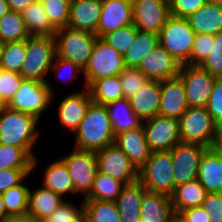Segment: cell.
<instances>
[{
    "mask_svg": "<svg viewBox=\"0 0 222 222\" xmlns=\"http://www.w3.org/2000/svg\"><path fill=\"white\" fill-rule=\"evenodd\" d=\"M133 25L159 34L170 17L169 0H132Z\"/></svg>",
    "mask_w": 222,
    "mask_h": 222,
    "instance_id": "15",
    "label": "cell"
},
{
    "mask_svg": "<svg viewBox=\"0 0 222 222\" xmlns=\"http://www.w3.org/2000/svg\"><path fill=\"white\" fill-rule=\"evenodd\" d=\"M178 215L185 222H209V216L202 206L185 209Z\"/></svg>",
    "mask_w": 222,
    "mask_h": 222,
    "instance_id": "52",
    "label": "cell"
},
{
    "mask_svg": "<svg viewBox=\"0 0 222 222\" xmlns=\"http://www.w3.org/2000/svg\"><path fill=\"white\" fill-rule=\"evenodd\" d=\"M111 121L112 132L118 134L132 129L141 128L143 120L135 114L130 106L129 99L122 98L105 104Z\"/></svg>",
    "mask_w": 222,
    "mask_h": 222,
    "instance_id": "25",
    "label": "cell"
},
{
    "mask_svg": "<svg viewBox=\"0 0 222 222\" xmlns=\"http://www.w3.org/2000/svg\"><path fill=\"white\" fill-rule=\"evenodd\" d=\"M43 187L50 189L62 198L67 193L74 194V185L65 164L60 160L51 162L44 172Z\"/></svg>",
    "mask_w": 222,
    "mask_h": 222,
    "instance_id": "30",
    "label": "cell"
},
{
    "mask_svg": "<svg viewBox=\"0 0 222 222\" xmlns=\"http://www.w3.org/2000/svg\"><path fill=\"white\" fill-rule=\"evenodd\" d=\"M188 108L182 78L178 75L161 81L159 115L179 119Z\"/></svg>",
    "mask_w": 222,
    "mask_h": 222,
    "instance_id": "18",
    "label": "cell"
},
{
    "mask_svg": "<svg viewBox=\"0 0 222 222\" xmlns=\"http://www.w3.org/2000/svg\"><path fill=\"white\" fill-rule=\"evenodd\" d=\"M137 30L138 29L131 24L113 32L106 33L101 38L116 51L124 55L133 45Z\"/></svg>",
    "mask_w": 222,
    "mask_h": 222,
    "instance_id": "41",
    "label": "cell"
},
{
    "mask_svg": "<svg viewBox=\"0 0 222 222\" xmlns=\"http://www.w3.org/2000/svg\"><path fill=\"white\" fill-rule=\"evenodd\" d=\"M124 98H132L150 79L138 68L125 67L119 74Z\"/></svg>",
    "mask_w": 222,
    "mask_h": 222,
    "instance_id": "42",
    "label": "cell"
},
{
    "mask_svg": "<svg viewBox=\"0 0 222 222\" xmlns=\"http://www.w3.org/2000/svg\"><path fill=\"white\" fill-rule=\"evenodd\" d=\"M49 83L23 79L14 97L6 106L35 116L40 120V116L48 109L52 98H54L52 85Z\"/></svg>",
    "mask_w": 222,
    "mask_h": 222,
    "instance_id": "8",
    "label": "cell"
},
{
    "mask_svg": "<svg viewBox=\"0 0 222 222\" xmlns=\"http://www.w3.org/2000/svg\"><path fill=\"white\" fill-rule=\"evenodd\" d=\"M3 222H43V221L38 220L36 217H33L29 214H25V215L9 216Z\"/></svg>",
    "mask_w": 222,
    "mask_h": 222,
    "instance_id": "54",
    "label": "cell"
},
{
    "mask_svg": "<svg viewBox=\"0 0 222 222\" xmlns=\"http://www.w3.org/2000/svg\"><path fill=\"white\" fill-rule=\"evenodd\" d=\"M181 64L158 44L140 62L138 69L150 80L163 81L179 75Z\"/></svg>",
    "mask_w": 222,
    "mask_h": 222,
    "instance_id": "16",
    "label": "cell"
},
{
    "mask_svg": "<svg viewBox=\"0 0 222 222\" xmlns=\"http://www.w3.org/2000/svg\"><path fill=\"white\" fill-rule=\"evenodd\" d=\"M133 24L132 0H102L98 37Z\"/></svg>",
    "mask_w": 222,
    "mask_h": 222,
    "instance_id": "17",
    "label": "cell"
},
{
    "mask_svg": "<svg viewBox=\"0 0 222 222\" xmlns=\"http://www.w3.org/2000/svg\"><path fill=\"white\" fill-rule=\"evenodd\" d=\"M71 222H87L84 212H82L75 220H72Z\"/></svg>",
    "mask_w": 222,
    "mask_h": 222,
    "instance_id": "58",
    "label": "cell"
},
{
    "mask_svg": "<svg viewBox=\"0 0 222 222\" xmlns=\"http://www.w3.org/2000/svg\"><path fill=\"white\" fill-rule=\"evenodd\" d=\"M209 216V222H222V193H207L202 202Z\"/></svg>",
    "mask_w": 222,
    "mask_h": 222,
    "instance_id": "50",
    "label": "cell"
},
{
    "mask_svg": "<svg viewBox=\"0 0 222 222\" xmlns=\"http://www.w3.org/2000/svg\"><path fill=\"white\" fill-rule=\"evenodd\" d=\"M195 35L187 19L170 16L158 34V41L183 65L190 59Z\"/></svg>",
    "mask_w": 222,
    "mask_h": 222,
    "instance_id": "7",
    "label": "cell"
},
{
    "mask_svg": "<svg viewBox=\"0 0 222 222\" xmlns=\"http://www.w3.org/2000/svg\"><path fill=\"white\" fill-rule=\"evenodd\" d=\"M23 78L19 73L0 69V98L7 105L20 87Z\"/></svg>",
    "mask_w": 222,
    "mask_h": 222,
    "instance_id": "45",
    "label": "cell"
},
{
    "mask_svg": "<svg viewBox=\"0 0 222 222\" xmlns=\"http://www.w3.org/2000/svg\"><path fill=\"white\" fill-rule=\"evenodd\" d=\"M115 144L129 157L138 170L152 153L146 142L143 126L118 134L115 137Z\"/></svg>",
    "mask_w": 222,
    "mask_h": 222,
    "instance_id": "21",
    "label": "cell"
},
{
    "mask_svg": "<svg viewBox=\"0 0 222 222\" xmlns=\"http://www.w3.org/2000/svg\"><path fill=\"white\" fill-rule=\"evenodd\" d=\"M158 44V34L137 30L133 45L123 55L124 66L138 68L142 59Z\"/></svg>",
    "mask_w": 222,
    "mask_h": 222,
    "instance_id": "33",
    "label": "cell"
},
{
    "mask_svg": "<svg viewBox=\"0 0 222 222\" xmlns=\"http://www.w3.org/2000/svg\"><path fill=\"white\" fill-rule=\"evenodd\" d=\"M178 121L182 143H197L209 148L214 146L218 124L206 106L189 107Z\"/></svg>",
    "mask_w": 222,
    "mask_h": 222,
    "instance_id": "5",
    "label": "cell"
},
{
    "mask_svg": "<svg viewBox=\"0 0 222 222\" xmlns=\"http://www.w3.org/2000/svg\"><path fill=\"white\" fill-rule=\"evenodd\" d=\"M161 81L150 80L129 99L130 106L142 120L159 114Z\"/></svg>",
    "mask_w": 222,
    "mask_h": 222,
    "instance_id": "24",
    "label": "cell"
},
{
    "mask_svg": "<svg viewBox=\"0 0 222 222\" xmlns=\"http://www.w3.org/2000/svg\"><path fill=\"white\" fill-rule=\"evenodd\" d=\"M208 148L202 144L180 142L171 150L174 188L197 178L201 158Z\"/></svg>",
    "mask_w": 222,
    "mask_h": 222,
    "instance_id": "13",
    "label": "cell"
},
{
    "mask_svg": "<svg viewBox=\"0 0 222 222\" xmlns=\"http://www.w3.org/2000/svg\"><path fill=\"white\" fill-rule=\"evenodd\" d=\"M83 212V202L80 207L64 200L43 222H71Z\"/></svg>",
    "mask_w": 222,
    "mask_h": 222,
    "instance_id": "46",
    "label": "cell"
},
{
    "mask_svg": "<svg viewBox=\"0 0 222 222\" xmlns=\"http://www.w3.org/2000/svg\"><path fill=\"white\" fill-rule=\"evenodd\" d=\"M207 4H212V5H221L222 6V0H205Z\"/></svg>",
    "mask_w": 222,
    "mask_h": 222,
    "instance_id": "59",
    "label": "cell"
},
{
    "mask_svg": "<svg viewBox=\"0 0 222 222\" xmlns=\"http://www.w3.org/2000/svg\"><path fill=\"white\" fill-rule=\"evenodd\" d=\"M124 68L123 55L98 37L84 69V87L87 88L94 80L119 75Z\"/></svg>",
    "mask_w": 222,
    "mask_h": 222,
    "instance_id": "9",
    "label": "cell"
},
{
    "mask_svg": "<svg viewBox=\"0 0 222 222\" xmlns=\"http://www.w3.org/2000/svg\"><path fill=\"white\" fill-rule=\"evenodd\" d=\"M6 107V104L0 98V115L2 114L3 109Z\"/></svg>",
    "mask_w": 222,
    "mask_h": 222,
    "instance_id": "61",
    "label": "cell"
},
{
    "mask_svg": "<svg viewBox=\"0 0 222 222\" xmlns=\"http://www.w3.org/2000/svg\"><path fill=\"white\" fill-rule=\"evenodd\" d=\"M87 222H121L115 201L83 200Z\"/></svg>",
    "mask_w": 222,
    "mask_h": 222,
    "instance_id": "34",
    "label": "cell"
},
{
    "mask_svg": "<svg viewBox=\"0 0 222 222\" xmlns=\"http://www.w3.org/2000/svg\"><path fill=\"white\" fill-rule=\"evenodd\" d=\"M196 34H217L222 31V6L205 3L186 18Z\"/></svg>",
    "mask_w": 222,
    "mask_h": 222,
    "instance_id": "27",
    "label": "cell"
},
{
    "mask_svg": "<svg viewBox=\"0 0 222 222\" xmlns=\"http://www.w3.org/2000/svg\"><path fill=\"white\" fill-rule=\"evenodd\" d=\"M171 222H185L178 214H174Z\"/></svg>",
    "mask_w": 222,
    "mask_h": 222,
    "instance_id": "60",
    "label": "cell"
},
{
    "mask_svg": "<svg viewBox=\"0 0 222 222\" xmlns=\"http://www.w3.org/2000/svg\"><path fill=\"white\" fill-rule=\"evenodd\" d=\"M143 130L146 142L152 152L172 150L181 142L179 121L175 118L158 114L143 120Z\"/></svg>",
    "mask_w": 222,
    "mask_h": 222,
    "instance_id": "14",
    "label": "cell"
},
{
    "mask_svg": "<svg viewBox=\"0 0 222 222\" xmlns=\"http://www.w3.org/2000/svg\"><path fill=\"white\" fill-rule=\"evenodd\" d=\"M33 159L24 148L0 144V169H33Z\"/></svg>",
    "mask_w": 222,
    "mask_h": 222,
    "instance_id": "37",
    "label": "cell"
},
{
    "mask_svg": "<svg viewBox=\"0 0 222 222\" xmlns=\"http://www.w3.org/2000/svg\"><path fill=\"white\" fill-rule=\"evenodd\" d=\"M102 0H71L68 27L98 36Z\"/></svg>",
    "mask_w": 222,
    "mask_h": 222,
    "instance_id": "19",
    "label": "cell"
},
{
    "mask_svg": "<svg viewBox=\"0 0 222 222\" xmlns=\"http://www.w3.org/2000/svg\"><path fill=\"white\" fill-rule=\"evenodd\" d=\"M33 169H0V194L15 187L29 176Z\"/></svg>",
    "mask_w": 222,
    "mask_h": 222,
    "instance_id": "47",
    "label": "cell"
},
{
    "mask_svg": "<svg viewBox=\"0 0 222 222\" xmlns=\"http://www.w3.org/2000/svg\"><path fill=\"white\" fill-rule=\"evenodd\" d=\"M92 102L87 88H84L81 92L78 91L67 95L61 100L58 107L59 122L65 129L74 133L85 117L86 111Z\"/></svg>",
    "mask_w": 222,
    "mask_h": 222,
    "instance_id": "20",
    "label": "cell"
},
{
    "mask_svg": "<svg viewBox=\"0 0 222 222\" xmlns=\"http://www.w3.org/2000/svg\"><path fill=\"white\" fill-rule=\"evenodd\" d=\"M8 217H9V215L7 214L2 196L0 194V222L5 221Z\"/></svg>",
    "mask_w": 222,
    "mask_h": 222,
    "instance_id": "56",
    "label": "cell"
},
{
    "mask_svg": "<svg viewBox=\"0 0 222 222\" xmlns=\"http://www.w3.org/2000/svg\"><path fill=\"white\" fill-rule=\"evenodd\" d=\"M54 38L56 56L69 60L84 70L98 36L87 31L66 27L56 30Z\"/></svg>",
    "mask_w": 222,
    "mask_h": 222,
    "instance_id": "4",
    "label": "cell"
},
{
    "mask_svg": "<svg viewBox=\"0 0 222 222\" xmlns=\"http://www.w3.org/2000/svg\"><path fill=\"white\" fill-rule=\"evenodd\" d=\"M206 194L205 188L197 178L175 187L170 195L174 214H179L185 209L201 206Z\"/></svg>",
    "mask_w": 222,
    "mask_h": 222,
    "instance_id": "28",
    "label": "cell"
},
{
    "mask_svg": "<svg viewBox=\"0 0 222 222\" xmlns=\"http://www.w3.org/2000/svg\"><path fill=\"white\" fill-rule=\"evenodd\" d=\"M60 160L67 168L75 193L81 192L85 198L90 193L98 171L96 153L74 148L70 154H66Z\"/></svg>",
    "mask_w": 222,
    "mask_h": 222,
    "instance_id": "10",
    "label": "cell"
},
{
    "mask_svg": "<svg viewBox=\"0 0 222 222\" xmlns=\"http://www.w3.org/2000/svg\"><path fill=\"white\" fill-rule=\"evenodd\" d=\"M179 76L185 86L186 100L189 107L206 106L211 96L216 76L200 65H181Z\"/></svg>",
    "mask_w": 222,
    "mask_h": 222,
    "instance_id": "12",
    "label": "cell"
},
{
    "mask_svg": "<svg viewBox=\"0 0 222 222\" xmlns=\"http://www.w3.org/2000/svg\"><path fill=\"white\" fill-rule=\"evenodd\" d=\"M75 134V148L99 151L115 143L111 121L105 105L91 103Z\"/></svg>",
    "mask_w": 222,
    "mask_h": 222,
    "instance_id": "2",
    "label": "cell"
},
{
    "mask_svg": "<svg viewBox=\"0 0 222 222\" xmlns=\"http://www.w3.org/2000/svg\"><path fill=\"white\" fill-rule=\"evenodd\" d=\"M35 1H38V2L43 3V2H45L46 0H35Z\"/></svg>",
    "mask_w": 222,
    "mask_h": 222,
    "instance_id": "63",
    "label": "cell"
},
{
    "mask_svg": "<svg viewBox=\"0 0 222 222\" xmlns=\"http://www.w3.org/2000/svg\"><path fill=\"white\" fill-rule=\"evenodd\" d=\"M29 36L21 13L9 10L0 18V41L3 43L22 41Z\"/></svg>",
    "mask_w": 222,
    "mask_h": 222,
    "instance_id": "36",
    "label": "cell"
},
{
    "mask_svg": "<svg viewBox=\"0 0 222 222\" xmlns=\"http://www.w3.org/2000/svg\"><path fill=\"white\" fill-rule=\"evenodd\" d=\"M205 3V0H169L170 16L186 19Z\"/></svg>",
    "mask_w": 222,
    "mask_h": 222,
    "instance_id": "48",
    "label": "cell"
},
{
    "mask_svg": "<svg viewBox=\"0 0 222 222\" xmlns=\"http://www.w3.org/2000/svg\"><path fill=\"white\" fill-rule=\"evenodd\" d=\"M30 188L23 183L1 194L9 216L25 215L28 211V193Z\"/></svg>",
    "mask_w": 222,
    "mask_h": 222,
    "instance_id": "38",
    "label": "cell"
},
{
    "mask_svg": "<svg viewBox=\"0 0 222 222\" xmlns=\"http://www.w3.org/2000/svg\"><path fill=\"white\" fill-rule=\"evenodd\" d=\"M4 45H5V43L0 41V61H1V56H2V53H3Z\"/></svg>",
    "mask_w": 222,
    "mask_h": 222,
    "instance_id": "62",
    "label": "cell"
},
{
    "mask_svg": "<svg viewBox=\"0 0 222 222\" xmlns=\"http://www.w3.org/2000/svg\"><path fill=\"white\" fill-rule=\"evenodd\" d=\"M10 10L6 0H0V18H2Z\"/></svg>",
    "mask_w": 222,
    "mask_h": 222,
    "instance_id": "57",
    "label": "cell"
},
{
    "mask_svg": "<svg viewBox=\"0 0 222 222\" xmlns=\"http://www.w3.org/2000/svg\"><path fill=\"white\" fill-rule=\"evenodd\" d=\"M21 16L30 36H54L56 30L51 26L41 2L34 1L28 5Z\"/></svg>",
    "mask_w": 222,
    "mask_h": 222,
    "instance_id": "31",
    "label": "cell"
},
{
    "mask_svg": "<svg viewBox=\"0 0 222 222\" xmlns=\"http://www.w3.org/2000/svg\"><path fill=\"white\" fill-rule=\"evenodd\" d=\"M95 153L99 172L122 182L124 185L138 181V169L115 143Z\"/></svg>",
    "mask_w": 222,
    "mask_h": 222,
    "instance_id": "11",
    "label": "cell"
},
{
    "mask_svg": "<svg viewBox=\"0 0 222 222\" xmlns=\"http://www.w3.org/2000/svg\"><path fill=\"white\" fill-rule=\"evenodd\" d=\"M51 70H53V72L56 71L57 78H59V80H64V82L65 80H74L76 77H78V75H80L79 73H84V70L78 67L75 63L69 60L58 58L57 56L55 57L54 62L50 68V72ZM64 71L70 74H67L66 77H63V74H66Z\"/></svg>",
    "mask_w": 222,
    "mask_h": 222,
    "instance_id": "51",
    "label": "cell"
},
{
    "mask_svg": "<svg viewBox=\"0 0 222 222\" xmlns=\"http://www.w3.org/2000/svg\"><path fill=\"white\" fill-rule=\"evenodd\" d=\"M206 108L217 124L222 122V77L216 78L214 81L213 90Z\"/></svg>",
    "mask_w": 222,
    "mask_h": 222,
    "instance_id": "49",
    "label": "cell"
},
{
    "mask_svg": "<svg viewBox=\"0 0 222 222\" xmlns=\"http://www.w3.org/2000/svg\"><path fill=\"white\" fill-rule=\"evenodd\" d=\"M26 57V39L5 43L0 61V69L20 73Z\"/></svg>",
    "mask_w": 222,
    "mask_h": 222,
    "instance_id": "39",
    "label": "cell"
},
{
    "mask_svg": "<svg viewBox=\"0 0 222 222\" xmlns=\"http://www.w3.org/2000/svg\"><path fill=\"white\" fill-rule=\"evenodd\" d=\"M87 89L93 103L99 105L124 98L119 75L94 80Z\"/></svg>",
    "mask_w": 222,
    "mask_h": 222,
    "instance_id": "32",
    "label": "cell"
},
{
    "mask_svg": "<svg viewBox=\"0 0 222 222\" xmlns=\"http://www.w3.org/2000/svg\"><path fill=\"white\" fill-rule=\"evenodd\" d=\"M174 211L170 196L145 190L140 205V222H171Z\"/></svg>",
    "mask_w": 222,
    "mask_h": 222,
    "instance_id": "23",
    "label": "cell"
},
{
    "mask_svg": "<svg viewBox=\"0 0 222 222\" xmlns=\"http://www.w3.org/2000/svg\"><path fill=\"white\" fill-rule=\"evenodd\" d=\"M200 66L213 76L222 77V31L214 35L213 49Z\"/></svg>",
    "mask_w": 222,
    "mask_h": 222,
    "instance_id": "44",
    "label": "cell"
},
{
    "mask_svg": "<svg viewBox=\"0 0 222 222\" xmlns=\"http://www.w3.org/2000/svg\"><path fill=\"white\" fill-rule=\"evenodd\" d=\"M213 147L222 153V122L217 126V137Z\"/></svg>",
    "mask_w": 222,
    "mask_h": 222,
    "instance_id": "55",
    "label": "cell"
},
{
    "mask_svg": "<svg viewBox=\"0 0 222 222\" xmlns=\"http://www.w3.org/2000/svg\"><path fill=\"white\" fill-rule=\"evenodd\" d=\"M197 179L207 193H222V153L214 147L204 152Z\"/></svg>",
    "mask_w": 222,
    "mask_h": 222,
    "instance_id": "22",
    "label": "cell"
},
{
    "mask_svg": "<svg viewBox=\"0 0 222 222\" xmlns=\"http://www.w3.org/2000/svg\"><path fill=\"white\" fill-rule=\"evenodd\" d=\"M56 57L54 36H29L26 39V57L20 75L23 79L47 83V75Z\"/></svg>",
    "mask_w": 222,
    "mask_h": 222,
    "instance_id": "3",
    "label": "cell"
},
{
    "mask_svg": "<svg viewBox=\"0 0 222 222\" xmlns=\"http://www.w3.org/2000/svg\"><path fill=\"white\" fill-rule=\"evenodd\" d=\"M125 185L99 171H97L90 193L83 200L115 201Z\"/></svg>",
    "mask_w": 222,
    "mask_h": 222,
    "instance_id": "35",
    "label": "cell"
},
{
    "mask_svg": "<svg viewBox=\"0 0 222 222\" xmlns=\"http://www.w3.org/2000/svg\"><path fill=\"white\" fill-rule=\"evenodd\" d=\"M145 190L139 181L122 188L115 200L121 222H140V205Z\"/></svg>",
    "mask_w": 222,
    "mask_h": 222,
    "instance_id": "26",
    "label": "cell"
},
{
    "mask_svg": "<svg viewBox=\"0 0 222 222\" xmlns=\"http://www.w3.org/2000/svg\"><path fill=\"white\" fill-rule=\"evenodd\" d=\"M64 201L60 195L43 186L28 193L27 214L43 221Z\"/></svg>",
    "mask_w": 222,
    "mask_h": 222,
    "instance_id": "29",
    "label": "cell"
},
{
    "mask_svg": "<svg viewBox=\"0 0 222 222\" xmlns=\"http://www.w3.org/2000/svg\"><path fill=\"white\" fill-rule=\"evenodd\" d=\"M39 121L35 116L10 109L7 106L0 115V144L24 148L34 158L33 170L39 161L33 151L40 134L36 128Z\"/></svg>",
    "mask_w": 222,
    "mask_h": 222,
    "instance_id": "1",
    "label": "cell"
},
{
    "mask_svg": "<svg viewBox=\"0 0 222 222\" xmlns=\"http://www.w3.org/2000/svg\"><path fill=\"white\" fill-rule=\"evenodd\" d=\"M214 46L213 34H196L188 65H201L208 57Z\"/></svg>",
    "mask_w": 222,
    "mask_h": 222,
    "instance_id": "43",
    "label": "cell"
},
{
    "mask_svg": "<svg viewBox=\"0 0 222 222\" xmlns=\"http://www.w3.org/2000/svg\"><path fill=\"white\" fill-rule=\"evenodd\" d=\"M10 10L22 13L35 0H6Z\"/></svg>",
    "mask_w": 222,
    "mask_h": 222,
    "instance_id": "53",
    "label": "cell"
},
{
    "mask_svg": "<svg viewBox=\"0 0 222 222\" xmlns=\"http://www.w3.org/2000/svg\"><path fill=\"white\" fill-rule=\"evenodd\" d=\"M71 0H46L42 3L51 26L55 29L68 27Z\"/></svg>",
    "mask_w": 222,
    "mask_h": 222,
    "instance_id": "40",
    "label": "cell"
},
{
    "mask_svg": "<svg viewBox=\"0 0 222 222\" xmlns=\"http://www.w3.org/2000/svg\"><path fill=\"white\" fill-rule=\"evenodd\" d=\"M138 181L148 191L170 196L174 191L171 150L153 151L138 170Z\"/></svg>",
    "mask_w": 222,
    "mask_h": 222,
    "instance_id": "6",
    "label": "cell"
}]
</instances>
